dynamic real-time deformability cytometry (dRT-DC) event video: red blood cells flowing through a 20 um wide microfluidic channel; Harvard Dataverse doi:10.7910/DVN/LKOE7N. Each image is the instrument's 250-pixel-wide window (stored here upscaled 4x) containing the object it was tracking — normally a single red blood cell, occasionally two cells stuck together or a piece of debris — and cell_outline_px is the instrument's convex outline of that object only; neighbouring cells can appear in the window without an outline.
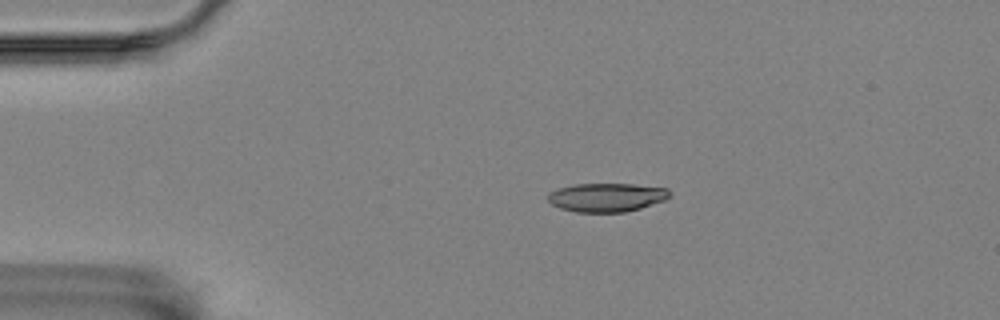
{"species": "Egyptian fruit bat (a non-hibernating species)", "species_latin": "Rousettus aegyptiacus", "temperature_condition": "room temperature", "stored_images_in_passage": 4, "camera_frame_rate_fps": 3000, "um_per_image_px": 0.085, "animal": {"sex": "female"}, "frame": {"image": 1, "passage_image": 3, "time_ms": 0.667, "image_size_px": [1000, 320], "cell_outline_px": [[672, 192], [664, 200], [640, 208], [624, 212], [576, 212], [560, 208], [552, 204], [548, 200], [548, 192], [556, 188], [572, 184], [632, 184], [668, 188]], "centroid_in_image_um": [51.53, 16.76], "position_along_channel_um": 33.5, "area_um2": 20.4}}